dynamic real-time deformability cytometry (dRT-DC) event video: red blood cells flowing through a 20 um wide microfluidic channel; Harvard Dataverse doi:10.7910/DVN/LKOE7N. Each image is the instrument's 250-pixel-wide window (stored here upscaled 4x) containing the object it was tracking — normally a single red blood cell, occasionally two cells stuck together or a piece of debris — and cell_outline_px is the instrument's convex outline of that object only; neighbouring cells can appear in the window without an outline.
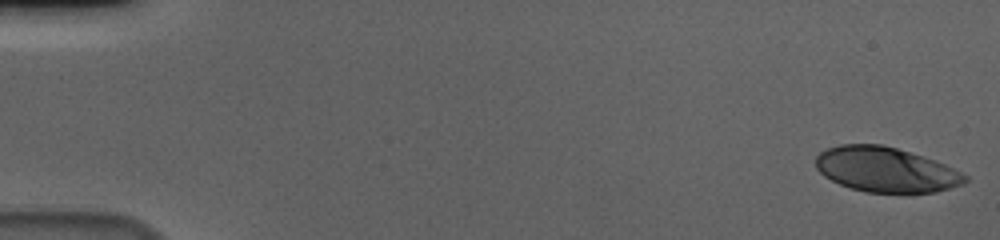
{"species": "human", "species_latin": "Homo sapiens", "temperature_condition": "cold", "stored_images_in_passage": 56, "camera_frame_rate_fps": 3000, "um_per_image_px": 0.085, "donor": {"sex": "male"}, "frame": {"image": 1, "passage_image": 1, "time_ms": 0.0, "image_size_px": [1000, 240], "cell_outline_px": [[968, 180], [964, 184], [936, 192], [908, 196], [864, 192], [840, 184], [824, 176], [816, 168], [816, 156], [820, 152], [828, 148], [840, 144], [880, 144], [896, 148], [944, 164], [968, 176]], "centroid_in_image_um": [75.31, 14.47], "position_along_channel_um": 9.7, "area_um2": 39.71}}
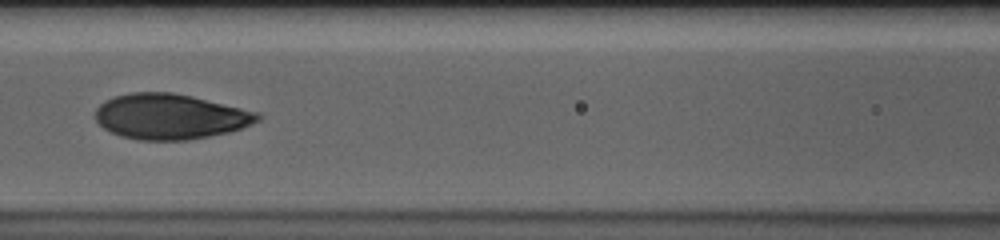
{"frame": {"image": 2, "passage_image": 26, "time_ms": 8.333, "image_size_px": [1000, 240], "cell_outline_px": [[264, 116], [260, 120], [252, 124], [228, 132], [188, 140], [140, 140], [120, 136], [104, 128], [96, 120], [96, 108], [104, 100], [116, 96], [132, 92], [172, 92], [192, 96], [260, 112]], "centroid_in_image_um": [14.49, 9.9], "position_along_channel_um": 152.1, "area_um2": 42.95}}
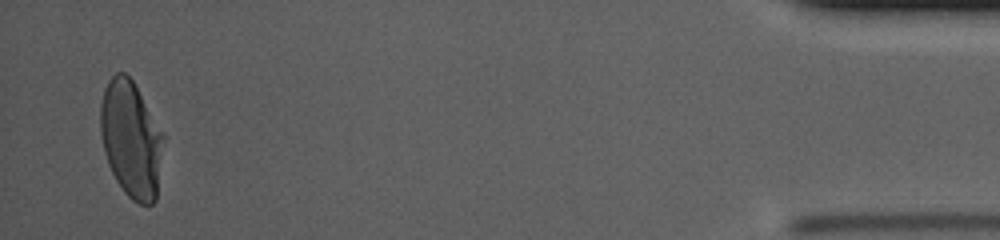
{"frame": {"image": 3, "passage_image": 55, "time_ms": 18.0, "image_size_px": [1000, 240], "cell_outline_px": [[164, 140], [156, 200], [152, 204], [140, 204], [132, 200], [124, 192], [116, 180], [108, 164], [104, 152], [100, 132], [100, 104], [104, 88], [108, 80], [116, 72], [124, 72], [132, 80], [164, 136]], "centroid_in_image_um": [11.12, 11.85], "position_along_channel_um": 424.1, "area_um2": 42.6}, "authors_computed_cell_mechanics": {"area_um2": 42.5697, "velocity_mm_per_s": 3.6269, "shape_relaxation_time_tau1_ms": 4.609, "shape_relaxation_time_tau2_ms": null, "deformation_change_tau1": 0.2108, "deformation_change_tau2": null}}